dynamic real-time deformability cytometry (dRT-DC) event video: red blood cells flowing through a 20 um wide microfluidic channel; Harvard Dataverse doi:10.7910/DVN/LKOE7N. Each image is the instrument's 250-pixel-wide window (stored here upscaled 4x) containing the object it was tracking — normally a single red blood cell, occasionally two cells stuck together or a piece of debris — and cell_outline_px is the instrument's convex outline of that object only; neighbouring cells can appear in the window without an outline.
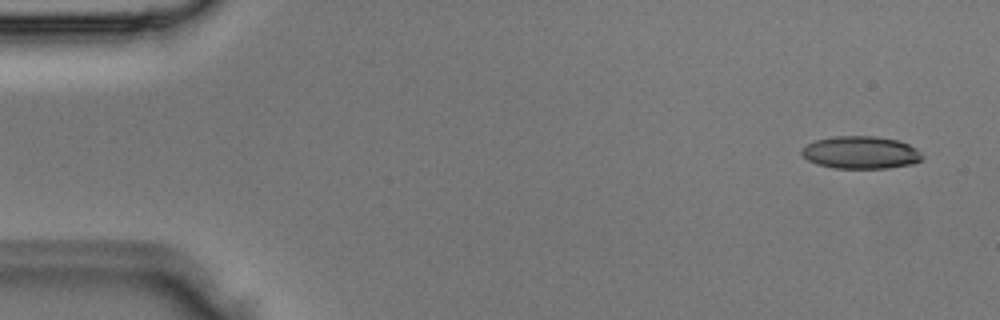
{"species": "Egyptian fruit bat (a non-hibernating species)", "species_latin": "Rousettus aegyptiacus", "temperature_condition": "room temperature", "stored_images_in_passage": 4, "camera_frame_rate_fps": 3000, "um_per_image_px": 0.085, "animal": {"sex": "male"}, "frame": {"image": 1, "passage_image": 1, "time_ms": 0.0, "image_size_px": [1000, 320], "cell_outline_px": [[924, 156], [920, 160], [912, 164], [888, 168], [836, 168], [816, 164], [808, 160], [800, 152], [808, 144], [816, 140], [836, 136], [876, 136], [900, 140], [916, 148]], "centroid_in_image_um": [73.19, 12.96], "position_along_channel_um": 11.8, "area_um2": 22.83}}